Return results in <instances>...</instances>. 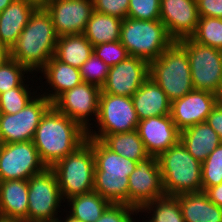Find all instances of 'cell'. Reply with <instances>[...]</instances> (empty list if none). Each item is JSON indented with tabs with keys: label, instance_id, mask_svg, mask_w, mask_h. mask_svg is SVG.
Here are the masks:
<instances>
[{
	"label": "cell",
	"instance_id": "d590c367",
	"mask_svg": "<svg viewBox=\"0 0 222 222\" xmlns=\"http://www.w3.org/2000/svg\"><path fill=\"white\" fill-rule=\"evenodd\" d=\"M161 0H129L128 18L158 20Z\"/></svg>",
	"mask_w": 222,
	"mask_h": 222
},
{
	"label": "cell",
	"instance_id": "1f68e13d",
	"mask_svg": "<svg viewBox=\"0 0 222 222\" xmlns=\"http://www.w3.org/2000/svg\"><path fill=\"white\" fill-rule=\"evenodd\" d=\"M191 38L199 44L222 50V18L200 17Z\"/></svg>",
	"mask_w": 222,
	"mask_h": 222
},
{
	"label": "cell",
	"instance_id": "8992f818",
	"mask_svg": "<svg viewBox=\"0 0 222 222\" xmlns=\"http://www.w3.org/2000/svg\"><path fill=\"white\" fill-rule=\"evenodd\" d=\"M120 42L129 56L149 63L157 59L174 40L165 25L158 20H138L126 17L121 24Z\"/></svg>",
	"mask_w": 222,
	"mask_h": 222
},
{
	"label": "cell",
	"instance_id": "f35d334b",
	"mask_svg": "<svg viewBox=\"0 0 222 222\" xmlns=\"http://www.w3.org/2000/svg\"><path fill=\"white\" fill-rule=\"evenodd\" d=\"M94 11L125 19L129 9V0H93Z\"/></svg>",
	"mask_w": 222,
	"mask_h": 222
},
{
	"label": "cell",
	"instance_id": "4dcf8cb0",
	"mask_svg": "<svg viewBox=\"0 0 222 222\" xmlns=\"http://www.w3.org/2000/svg\"><path fill=\"white\" fill-rule=\"evenodd\" d=\"M26 81L27 80H25L19 87L12 88L0 94V113H18L37 95L38 91L33 89V86L29 88L31 84L27 85Z\"/></svg>",
	"mask_w": 222,
	"mask_h": 222
},
{
	"label": "cell",
	"instance_id": "ee69618b",
	"mask_svg": "<svg viewBox=\"0 0 222 222\" xmlns=\"http://www.w3.org/2000/svg\"><path fill=\"white\" fill-rule=\"evenodd\" d=\"M215 98H216V104L222 107V83L220 84L215 93Z\"/></svg>",
	"mask_w": 222,
	"mask_h": 222
},
{
	"label": "cell",
	"instance_id": "8d00e7d4",
	"mask_svg": "<svg viewBox=\"0 0 222 222\" xmlns=\"http://www.w3.org/2000/svg\"><path fill=\"white\" fill-rule=\"evenodd\" d=\"M93 53L109 67L120 63L129 56L120 40L93 46Z\"/></svg>",
	"mask_w": 222,
	"mask_h": 222
},
{
	"label": "cell",
	"instance_id": "8fae6325",
	"mask_svg": "<svg viewBox=\"0 0 222 222\" xmlns=\"http://www.w3.org/2000/svg\"><path fill=\"white\" fill-rule=\"evenodd\" d=\"M51 105L39 92L18 113H0V144L33 141L40 120Z\"/></svg>",
	"mask_w": 222,
	"mask_h": 222
},
{
	"label": "cell",
	"instance_id": "7c38bea8",
	"mask_svg": "<svg viewBox=\"0 0 222 222\" xmlns=\"http://www.w3.org/2000/svg\"><path fill=\"white\" fill-rule=\"evenodd\" d=\"M46 168L33 141L0 144V181L28 180Z\"/></svg>",
	"mask_w": 222,
	"mask_h": 222
},
{
	"label": "cell",
	"instance_id": "7bdbcfd3",
	"mask_svg": "<svg viewBox=\"0 0 222 222\" xmlns=\"http://www.w3.org/2000/svg\"><path fill=\"white\" fill-rule=\"evenodd\" d=\"M8 58H9V50L6 47L0 45V66Z\"/></svg>",
	"mask_w": 222,
	"mask_h": 222
},
{
	"label": "cell",
	"instance_id": "e0dca14e",
	"mask_svg": "<svg viewBox=\"0 0 222 222\" xmlns=\"http://www.w3.org/2000/svg\"><path fill=\"white\" fill-rule=\"evenodd\" d=\"M199 19L196 0L160 1L159 20L174 41L191 37L196 32Z\"/></svg>",
	"mask_w": 222,
	"mask_h": 222
},
{
	"label": "cell",
	"instance_id": "836d02e7",
	"mask_svg": "<svg viewBox=\"0 0 222 222\" xmlns=\"http://www.w3.org/2000/svg\"><path fill=\"white\" fill-rule=\"evenodd\" d=\"M202 191L222 183V143L202 162Z\"/></svg>",
	"mask_w": 222,
	"mask_h": 222
},
{
	"label": "cell",
	"instance_id": "7dc6e473",
	"mask_svg": "<svg viewBox=\"0 0 222 222\" xmlns=\"http://www.w3.org/2000/svg\"><path fill=\"white\" fill-rule=\"evenodd\" d=\"M14 0H0V13L9 6Z\"/></svg>",
	"mask_w": 222,
	"mask_h": 222
},
{
	"label": "cell",
	"instance_id": "4fadbf2b",
	"mask_svg": "<svg viewBox=\"0 0 222 222\" xmlns=\"http://www.w3.org/2000/svg\"><path fill=\"white\" fill-rule=\"evenodd\" d=\"M100 92V87L82 82L60 94L52 102V105L62 114L77 122L85 131H88L90 125L94 123L91 120L96 122L94 117L97 119L98 116ZM90 115L94 117L91 118Z\"/></svg>",
	"mask_w": 222,
	"mask_h": 222
},
{
	"label": "cell",
	"instance_id": "60d3db41",
	"mask_svg": "<svg viewBox=\"0 0 222 222\" xmlns=\"http://www.w3.org/2000/svg\"><path fill=\"white\" fill-rule=\"evenodd\" d=\"M206 122L219 135L222 142V107L216 104L207 116Z\"/></svg>",
	"mask_w": 222,
	"mask_h": 222
},
{
	"label": "cell",
	"instance_id": "ba28073f",
	"mask_svg": "<svg viewBox=\"0 0 222 222\" xmlns=\"http://www.w3.org/2000/svg\"><path fill=\"white\" fill-rule=\"evenodd\" d=\"M138 123L131 97L101 91L96 123L87 131V137L102 140L106 135L134 131Z\"/></svg>",
	"mask_w": 222,
	"mask_h": 222
},
{
	"label": "cell",
	"instance_id": "5bb4252c",
	"mask_svg": "<svg viewBox=\"0 0 222 222\" xmlns=\"http://www.w3.org/2000/svg\"><path fill=\"white\" fill-rule=\"evenodd\" d=\"M128 205L138 211L147 203L165 196L157 157L149 156L137 162L128 177Z\"/></svg>",
	"mask_w": 222,
	"mask_h": 222
},
{
	"label": "cell",
	"instance_id": "d6a6232c",
	"mask_svg": "<svg viewBox=\"0 0 222 222\" xmlns=\"http://www.w3.org/2000/svg\"><path fill=\"white\" fill-rule=\"evenodd\" d=\"M28 74L27 76L25 75ZM31 72L18 61L8 58L0 66V94L12 88L19 87ZM25 75V76H24Z\"/></svg>",
	"mask_w": 222,
	"mask_h": 222
},
{
	"label": "cell",
	"instance_id": "52a82bcc",
	"mask_svg": "<svg viewBox=\"0 0 222 222\" xmlns=\"http://www.w3.org/2000/svg\"><path fill=\"white\" fill-rule=\"evenodd\" d=\"M51 169L56 174L64 201L94 189L95 158L92 146L87 141L55 163Z\"/></svg>",
	"mask_w": 222,
	"mask_h": 222
},
{
	"label": "cell",
	"instance_id": "9a60e30c",
	"mask_svg": "<svg viewBox=\"0 0 222 222\" xmlns=\"http://www.w3.org/2000/svg\"><path fill=\"white\" fill-rule=\"evenodd\" d=\"M56 35L82 34L94 12L93 0H50L44 7Z\"/></svg>",
	"mask_w": 222,
	"mask_h": 222
},
{
	"label": "cell",
	"instance_id": "cb8c5ba5",
	"mask_svg": "<svg viewBox=\"0 0 222 222\" xmlns=\"http://www.w3.org/2000/svg\"><path fill=\"white\" fill-rule=\"evenodd\" d=\"M180 141L187 151L201 163L222 142L207 122H201L180 132Z\"/></svg>",
	"mask_w": 222,
	"mask_h": 222
},
{
	"label": "cell",
	"instance_id": "277c9868",
	"mask_svg": "<svg viewBox=\"0 0 222 222\" xmlns=\"http://www.w3.org/2000/svg\"><path fill=\"white\" fill-rule=\"evenodd\" d=\"M165 195L202 191V163L196 160L179 140L157 157Z\"/></svg>",
	"mask_w": 222,
	"mask_h": 222
},
{
	"label": "cell",
	"instance_id": "ffe728a7",
	"mask_svg": "<svg viewBox=\"0 0 222 222\" xmlns=\"http://www.w3.org/2000/svg\"><path fill=\"white\" fill-rule=\"evenodd\" d=\"M28 180L0 181V220L28 222Z\"/></svg>",
	"mask_w": 222,
	"mask_h": 222
},
{
	"label": "cell",
	"instance_id": "6da1fadb",
	"mask_svg": "<svg viewBox=\"0 0 222 222\" xmlns=\"http://www.w3.org/2000/svg\"><path fill=\"white\" fill-rule=\"evenodd\" d=\"M87 138L77 122L51 105L43 114L36 129L33 143L47 168L73 153Z\"/></svg>",
	"mask_w": 222,
	"mask_h": 222
},
{
	"label": "cell",
	"instance_id": "74e56055",
	"mask_svg": "<svg viewBox=\"0 0 222 222\" xmlns=\"http://www.w3.org/2000/svg\"><path fill=\"white\" fill-rule=\"evenodd\" d=\"M134 214H139L134 206L112 203L95 222H136Z\"/></svg>",
	"mask_w": 222,
	"mask_h": 222
},
{
	"label": "cell",
	"instance_id": "4316f807",
	"mask_svg": "<svg viewBox=\"0 0 222 222\" xmlns=\"http://www.w3.org/2000/svg\"><path fill=\"white\" fill-rule=\"evenodd\" d=\"M122 19L94 11L82 33L93 46L120 40Z\"/></svg>",
	"mask_w": 222,
	"mask_h": 222
},
{
	"label": "cell",
	"instance_id": "f546056e",
	"mask_svg": "<svg viewBox=\"0 0 222 222\" xmlns=\"http://www.w3.org/2000/svg\"><path fill=\"white\" fill-rule=\"evenodd\" d=\"M138 212L151 215H148L147 220L144 218L143 222H185L180 204L175 196L165 195L157 198L145 204Z\"/></svg>",
	"mask_w": 222,
	"mask_h": 222
},
{
	"label": "cell",
	"instance_id": "f1b7e54d",
	"mask_svg": "<svg viewBox=\"0 0 222 222\" xmlns=\"http://www.w3.org/2000/svg\"><path fill=\"white\" fill-rule=\"evenodd\" d=\"M101 141L113 152L130 160L139 162L150 156L137 130L106 135Z\"/></svg>",
	"mask_w": 222,
	"mask_h": 222
},
{
	"label": "cell",
	"instance_id": "83f0119b",
	"mask_svg": "<svg viewBox=\"0 0 222 222\" xmlns=\"http://www.w3.org/2000/svg\"><path fill=\"white\" fill-rule=\"evenodd\" d=\"M65 203L70 208L66 213L83 222H95L112 204L95 191L73 196Z\"/></svg>",
	"mask_w": 222,
	"mask_h": 222
},
{
	"label": "cell",
	"instance_id": "bcb514c9",
	"mask_svg": "<svg viewBox=\"0 0 222 222\" xmlns=\"http://www.w3.org/2000/svg\"><path fill=\"white\" fill-rule=\"evenodd\" d=\"M35 4L37 7H44L50 0H27Z\"/></svg>",
	"mask_w": 222,
	"mask_h": 222
},
{
	"label": "cell",
	"instance_id": "3957f363",
	"mask_svg": "<svg viewBox=\"0 0 222 222\" xmlns=\"http://www.w3.org/2000/svg\"><path fill=\"white\" fill-rule=\"evenodd\" d=\"M95 158L93 191L113 204H128V177L137 161L110 150L101 140L86 138Z\"/></svg>",
	"mask_w": 222,
	"mask_h": 222
},
{
	"label": "cell",
	"instance_id": "ac0fdd59",
	"mask_svg": "<svg viewBox=\"0 0 222 222\" xmlns=\"http://www.w3.org/2000/svg\"><path fill=\"white\" fill-rule=\"evenodd\" d=\"M216 105L215 94L192 90L182 98L171 102L170 115L177 129L182 130L201 122H206L207 116Z\"/></svg>",
	"mask_w": 222,
	"mask_h": 222
},
{
	"label": "cell",
	"instance_id": "d6986e66",
	"mask_svg": "<svg viewBox=\"0 0 222 222\" xmlns=\"http://www.w3.org/2000/svg\"><path fill=\"white\" fill-rule=\"evenodd\" d=\"M136 130L150 156L158 157L180 140L170 114L140 120Z\"/></svg>",
	"mask_w": 222,
	"mask_h": 222
},
{
	"label": "cell",
	"instance_id": "30bf717a",
	"mask_svg": "<svg viewBox=\"0 0 222 222\" xmlns=\"http://www.w3.org/2000/svg\"><path fill=\"white\" fill-rule=\"evenodd\" d=\"M28 222H55L65 201L55 172L46 168L28 179ZM58 216V217H57Z\"/></svg>",
	"mask_w": 222,
	"mask_h": 222
},
{
	"label": "cell",
	"instance_id": "b9f144b4",
	"mask_svg": "<svg viewBox=\"0 0 222 222\" xmlns=\"http://www.w3.org/2000/svg\"><path fill=\"white\" fill-rule=\"evenodd\" d=\"M205 193L210 201L222 208V183L209 187Z\"/></svg>",
	"mask_w": 222,
	"mask_h": 222
},
{
	"label": "cell",
	"instance_id": "d4e9b609",
	"mask_svg": "<svg viewBox=\"0 0 222 222\" xmlns=\"http://www.w3.org/2000/svg\"><path fill=\"white\" fill-rule=\"evenodd\" d=\"M175 197L185 222H222V208L210 201L204 191Z\"/></svg>",
	"mask_w": 222,
	"mask_h": 222
},
{
	"label": "cell",
	"instance_id": "484cf974",
	"mask_svg": "<svg viewBox=\"0 0 222 222\" xmlns=\"http://www.w3.org/2000/svg\"><path fill=\"white\" fill-rule=\"evenodd\" d=\"M93 53V45L83 34L59 36L54 56L73 67L80 68Z\"/></svg>",
	"mask_w": 222,
	"mask_h": 222
},
{
	"label": "cell",
	"instance_id": "2e32d148",
	"mask_svg": "<svg viewBox=\"0 0 222 222\" xmlns=\"http://www.w3.org/2000/svg\"><path fill=\"white\" fill-rule=\"evenodd\" d=\"M149 78V62L128 56L120 63L109 67L106 82L101 91L108 94L132 97Z\"/></svg>",
	"mask_w": 222,
	"mask_h": 222
},
{
	"label": "cell",
	"instance_id": "44dd1931",
	"mask_svg": "<svg viewBox=\"0 0 222 222\" xmlns=\"http://www.w3.org/2000/svg\"><path fill=\"white\" fill-rule=\"evenodd\" d=\"M37 8L27 0H14L7 6L0 13V45L10 50Z\"/></svg>",
	"mask_w": 222,
	"mask_h": 222
},
{
	"label": "cell",
	"instance_id": "7a4b0ae2",
	"mask_svg": "<svg viewBox=\"0 0 222 222\" xmlns=\"http://www.w3.org/2000/svg\"><path fill=\"white\" fill-rule=\"evenodd\" d=\"M57 39L51 16L38 7L9 50V57L25 66L31 75L38 73L54 56Z\"/></svg>",
	"mask_w": 222,
	"mask_h": 222
},
{
	"label": "cell",
	"instance_id": "603a6c76",
	"mask_svg": "<svg viewBox=\"0 0 222 222\" xmlns=\"http://www.w3.org/2000/svg\"><path fill=\"white\" fill-rule=\"evenodd\" d=\"M131 98L139 121L170 114L171 101L151 77L142 84Z\"/></svg>",
	"mask_w": 222,
	"mask_h": 222
},
{
	"label": "cell",
	"instance_id": "ab89813d",
	"mask_svg": "<svg viewBox=\"0 0 222 222\" xmlns=\"http://www.w3.org/2000/svg\"><path fill=\"white\" fill-rule=\"evenodd\" d=\"M200 17L222 18V0H196Z\"/></svg>",
	"mask_w": 222,
	"mask_h": 222
},
{
	"label": "cell",
	"instance_id": "5b68a950",
	"mask_svg": "<svg viewBox=\"0 0 222 222\" xmlns=\"http://www.w3.org/2000/svg\"><path fill=\"white\" fill-rule=\"evenodd\" d=\"M149 77L171 102L194 90L188 55L176 41L149 63Z\"/></svg>",
	"mask_w": 222,
	"mask_h": 222
},
{
	"label": "cell",
	"instance_id": "7402d4cb",
	"mask_svg": "<svg viewBox=\"0 0 222 222\" xmlns=\"http://www.w3.org/2000/svg\"><path fill=\"white\" fill-rule=\"evenodd\" d=\"M38 73H43V79L46 80L44 82L47 87L49 85L47 88L49 92L44 89L45 92L42 95L51 103L66 90L72 89L83 82L79 68L68 65L55 56Z\"/></svg>",
	"mask_w": 222,
	"mask_h": 222
},
{
	"label": "cell",
	"instance_id": "e575fe53",
	"mask_svg": "<svg viewBox=\"0 0 222 222\" xmlns=\"http://www.w3.org/2000/svg\"><path fill=\"white\" fill-rule=\"evenodd\" d=\"M109 66L94 53L79 68L83 82L102 87L106 82Z\"/></svg>",
	"mask_w": 222,
	"mask_h": 222
},
{
	"label": "cell",
	"instance_id": "f6af8a7d",
	"mask_svg": "<svg viewBox=\"0 0 222 222\" xmlns=\"http://www.w3.org/2000/svg\"><path fill=\"white\" fill-rule=\"evenodd\" d=\"M63 217H59L58 218V222H83L79 219L74 218L73 216H71L69 213L66 214L65 218H63V220H61Z\"/></svg>",
	"mask_w": 222,
	"mask_h": 222
},
{
	"label": "cell",
	"instance_id": "9c48e42d",
	"mask_svg": "<svg viewBox=\"0 0 222 222\" xmlns=\"http://www.w3.org/2000/svg\"><path fill=\"white\" fill-rule=\"evenodd\" d=\"M176 42L188 55L194 90L215 94L222 83V50L199 44L191 37Z\"/></svg>",
	"mask_w": 222,
	"mask_h": 222
}]
</instances>
